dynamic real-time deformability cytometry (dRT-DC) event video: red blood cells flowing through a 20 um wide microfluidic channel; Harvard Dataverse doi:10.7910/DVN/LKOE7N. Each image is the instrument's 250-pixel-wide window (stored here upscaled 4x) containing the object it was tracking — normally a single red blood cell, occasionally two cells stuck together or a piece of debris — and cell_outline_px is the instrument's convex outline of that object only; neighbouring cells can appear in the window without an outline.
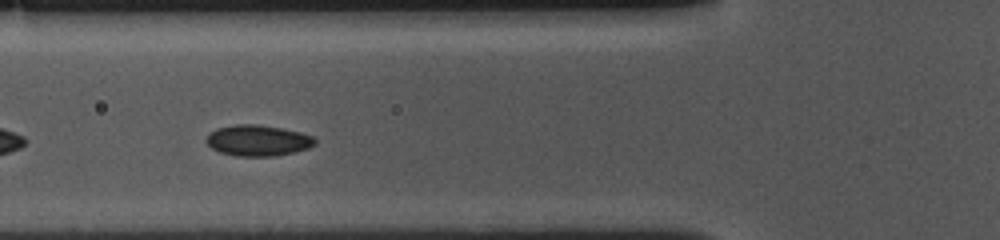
{"species": "common noctule bat (a hibernating species)", "species_latin": "Nyctalus noctula", "temperature_condition": "cold", "stored_images_in_passage": 43, "segment_of_instrument_passage": [1, 2], "camera_frame_rate_fps": 3000, "um_per_image_px": 0.085, "animal": {"sex": "female", "body_mass_g": 10.0, "forearm_length_mm": 53.1}, "frame": {"image": 1, "passage_image": 6, "time_ms": 1.667, "image_size_px": [1000, 240], "cell_outline_px": [[316, 144], [308, 148], [276, 156], [236, 156], [220, 152], [212, 148], [204, 140], [216, 128], [236, 124], [256, 124], [280, 128], [300, 132], [312, 136], [316, 140]], "centroid_in_image_um": [21.91, 11.94], "position_along_channel_um": 103.9, "area_um2": 19.48}}
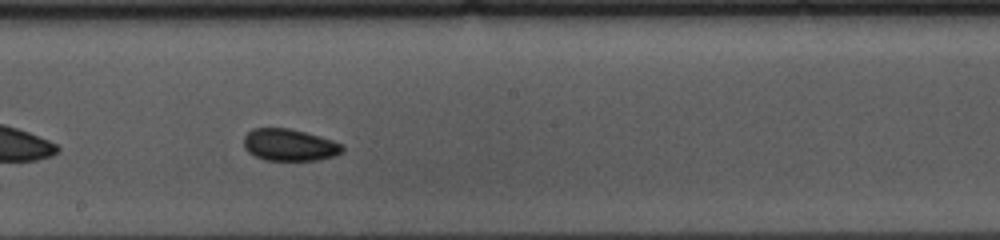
{"frame": {"image": 2, "passage_image": 16, "time_ms": 5.0, "image_size_px": [1000, 240], "cell_outline_px": [[344, 152], [336, 156], [320, 160], [264, 160], [248, 152], [244, 148], [244, 136], [252, 128], [288, 128], [304, 132], [332, 140], [344, 144]], "centroid_in_image_um": [24.63, 12.33], "position_along_channel_um": 223.6, "area_um2": 18.5}}
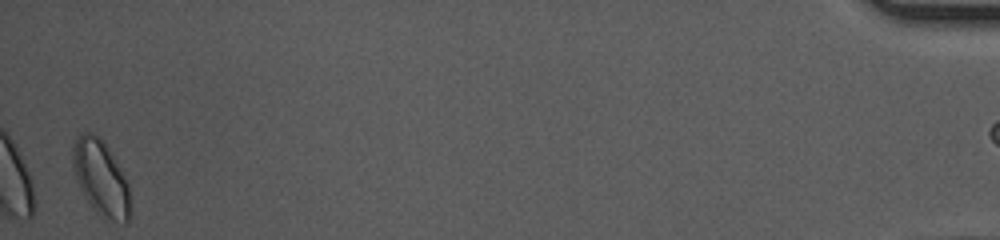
{"frame": {"image": 3, "passage_image": 41, "time_ms": 13.333, "image_size_px": [1000, 240], "cell_outline_px": [[128, 224], [108, 224], [96, 212], [84, 196], [80, 188], [72, 164], [72, 148], [80, 132], [92, 132], [104, 140], [120, 168], [128, 184]], "centroid_in_image_um": [8.56, 15.16], "position_along_channel_um": 426.6, "area_um2": 25.37}}